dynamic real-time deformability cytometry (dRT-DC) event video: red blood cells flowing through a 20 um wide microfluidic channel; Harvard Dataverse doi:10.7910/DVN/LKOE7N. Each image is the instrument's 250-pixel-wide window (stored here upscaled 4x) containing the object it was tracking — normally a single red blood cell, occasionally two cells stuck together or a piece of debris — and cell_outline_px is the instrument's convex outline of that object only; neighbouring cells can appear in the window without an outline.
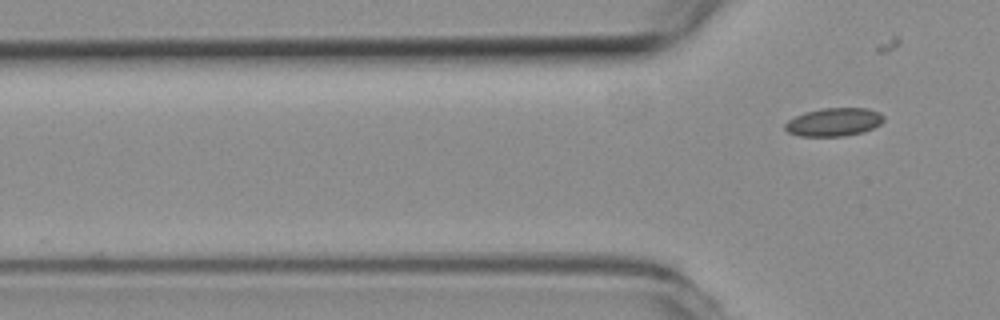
{"species": "common noctule bat (a hibernating species)", "species_latin": "Nyctalus noctula", "temperature_condition": "room temperature", "stored_images_in_passage": 4, "camera_frame_rate_fps": 3000, "um_per_image_px": 0.085, "animal": {"sex": "female", "body_mass_g": 19.3, "forearm_length_mm": 54.1}, "frame": {"image": 1, "passage_image": 4, "time_ms": 1.0, "image_size_px": [1000, 320], "cell_outline_px": [[884, 120], [880, 124], [864, 132], [844, 136], [800, 136], [788, 132], [784, 128], [784, 124], [788, 120], [804, 112], [820, 108], [868, 108], [880, 112], [884, 116]], "centroid_in_image_um": [70.88, 10.37], "position_along_channel_um": 54.9, "area_um2": 16.36}}